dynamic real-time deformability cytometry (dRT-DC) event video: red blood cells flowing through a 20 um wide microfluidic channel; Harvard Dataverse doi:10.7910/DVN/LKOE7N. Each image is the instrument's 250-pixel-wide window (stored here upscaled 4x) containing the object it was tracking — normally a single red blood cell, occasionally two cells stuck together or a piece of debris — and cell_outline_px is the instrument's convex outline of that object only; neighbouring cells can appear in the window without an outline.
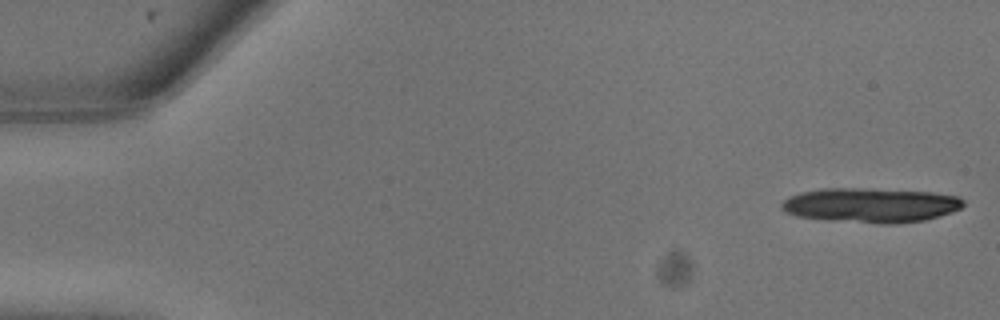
{"species": "common noctule bat (a hibernating species)", "species_latin": "Nyctalus noctula", "temperature_condition": "warm", "stored_images_in_passage": 5, "camera_frame_rate_fps": 3000, "um_per_image_px": 0.085, "animal": {"sex": "male", "body_mass_g": 13.3}, "frame": {"image": 1, "passage_image": 1, "time_ms": 0.0, "image_size_px": [1000, 320], "cell_outline_px": [[964, 204], [960, 208], [952, 212], [924, 220], [900, 224], [880, 224], [828, 220], [796, 216], [784, 212], [780, 208], [780, 204], [788, 196], [800, 192], [820, 188], [864, 188], [932, 192], [956, 196], [964, 200]], "centroid_in_image_um": [73.96, 17.44], "position_along_channel_um": 11.0, "area_um2": 37.05}}